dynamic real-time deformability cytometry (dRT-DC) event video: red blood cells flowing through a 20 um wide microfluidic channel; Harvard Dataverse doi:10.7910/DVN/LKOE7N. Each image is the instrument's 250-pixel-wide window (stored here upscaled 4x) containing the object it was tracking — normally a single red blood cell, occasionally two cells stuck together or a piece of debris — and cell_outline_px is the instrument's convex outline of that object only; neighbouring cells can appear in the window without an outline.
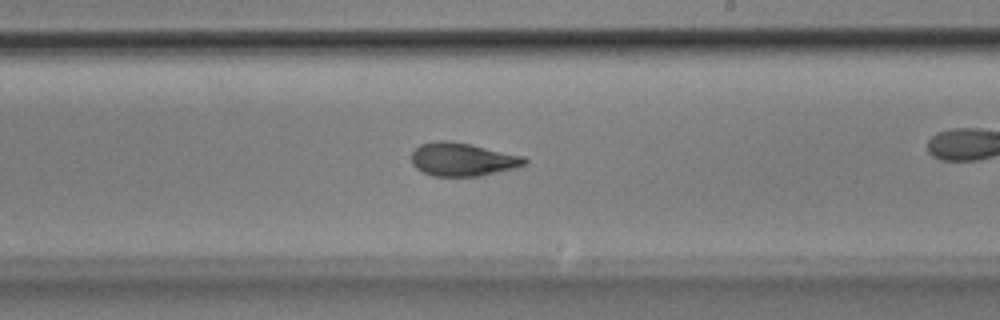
{"species": "Egyptian fruit bat (a non-hibernating species)", "species_latin": "Rousettus aegyptiacus", "temperature_condition": "room temperature", "stored_images_in_passage": 38, "camera_frame_rate_fps": 3000, "um_per_image_px": 0.085, "animal": {"sex": "male"}, "frame": {"image": 1, "passage_image": 27, "time_ms": 8.667, "image_size_px": [1000, 320], "cell_outline_px": [[528, 160], [524, 164], [512, 168], [480, 176], [432, 176], [416, 168], [412, 164], [412, 152], [420, 144], [436, 140], [448, 140], [472, 144], [524, 156]], "centroid_in_image_um": [39.29, 13.53], "position_along_channel_um": 249.7, "area_um2": 21.91}}
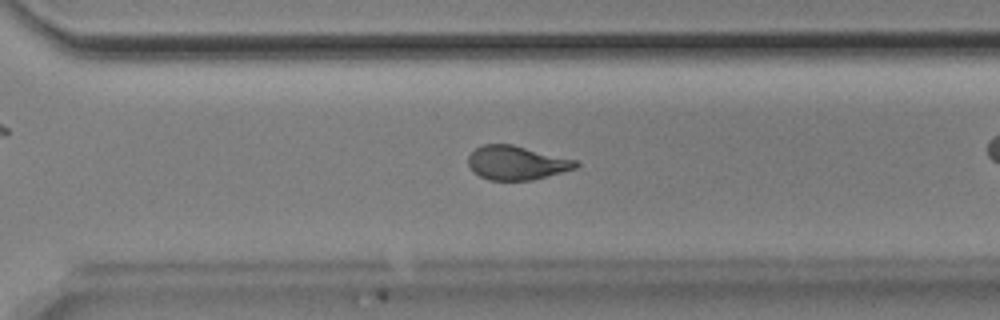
{"frame": {"image": 2, "passage_image": 33, "time_ms": 10.667, "image_size_px": [1000, 320], "cell_outline_px": [[580, 164], [576, 168], [532, 180], [488, 180], [472, 172], [468, 164], [468, 156], [480, 144], [512, 144], [576, 160]], "centroid_in_image_um": [43.87, 13.84], "position_along_channel_um": 326.7, "area_um2": 21.27}}